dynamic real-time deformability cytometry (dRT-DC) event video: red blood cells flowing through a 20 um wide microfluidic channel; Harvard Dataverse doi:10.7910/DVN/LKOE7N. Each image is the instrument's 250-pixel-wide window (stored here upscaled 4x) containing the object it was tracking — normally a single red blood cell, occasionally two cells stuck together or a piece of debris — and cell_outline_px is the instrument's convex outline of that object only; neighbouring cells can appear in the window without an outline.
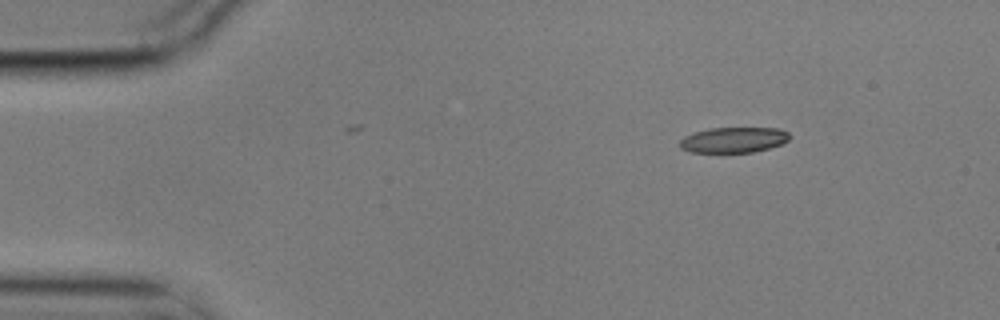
{"species": "common noctule bat (a hibernating species)", "species_latin": "Nyctalus noctula", "temperature_condition": "cold", "stored_images_in_passage": 5, "camera_frame_rate_fps": 3000, "um_per_image_px": 0.085, "animal": {"sex": "male", "body_mass_g": 17.9}, "frame": {"image": 1, "passage_image": 1, "time_ms": 0.0, "image_size_px": [1000, 320], "cell_outline_px": [[788, 140], [784, 144], [752, 152], [692, 152], [680, 148], [680, 140], [684, 136], [692, 132], [712, 128], [780, 128], [788, 132]], "centroid_in_image_um": [62.35, 11.88], "position_along_channel_um": 22.6, "area_um2": 16.3}}
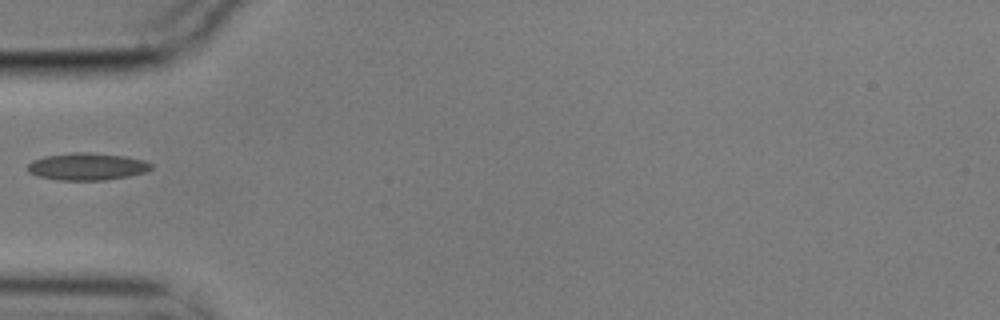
{"frame": {"image": 2, "passage_image": 4, "time_ms": 1.0, "image_size_px": [1000, 320], "cell_outline_px": [[152, 168], [144, 172], [128, 176], [104, 180], [60, 180], [36, 176], [28, 172], [28, 164], [32, 160], [44, 156], [72, 152], [92, 152], [124, 156], [144, 160], [152, 164]], "centroid_in_image_um": [7.37, 14.15], "position_along_channel_um": 77.6, "area_um2": 19.65}}
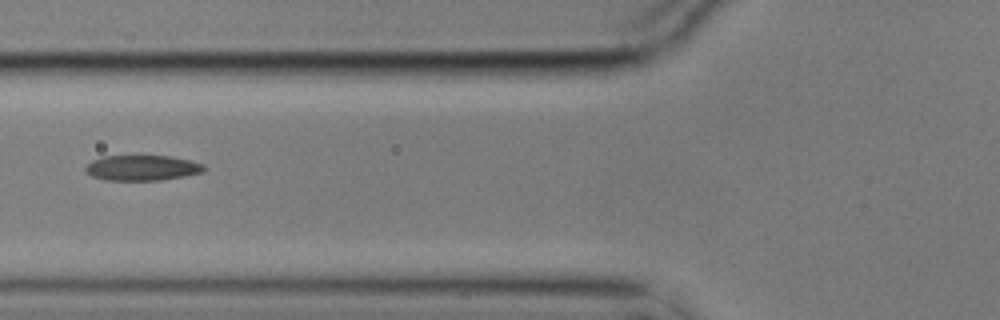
{"frame": {"image": 3, "passage_image": 5, "time_ms": 1.333, "image_size_px": [1000, 320], "cell_outline_px": [[208, 168], [204, 172], [184, 176], [160, 180], [104, 180], [92, 176], [84, 168], [92, 160], [104, 156], [168, 156], [188, 160], [204, 164]], "centroid_in_image_um": [12.11, 14.27], "position_along_channel_um": 113.7, "area_um2": 17.46}}